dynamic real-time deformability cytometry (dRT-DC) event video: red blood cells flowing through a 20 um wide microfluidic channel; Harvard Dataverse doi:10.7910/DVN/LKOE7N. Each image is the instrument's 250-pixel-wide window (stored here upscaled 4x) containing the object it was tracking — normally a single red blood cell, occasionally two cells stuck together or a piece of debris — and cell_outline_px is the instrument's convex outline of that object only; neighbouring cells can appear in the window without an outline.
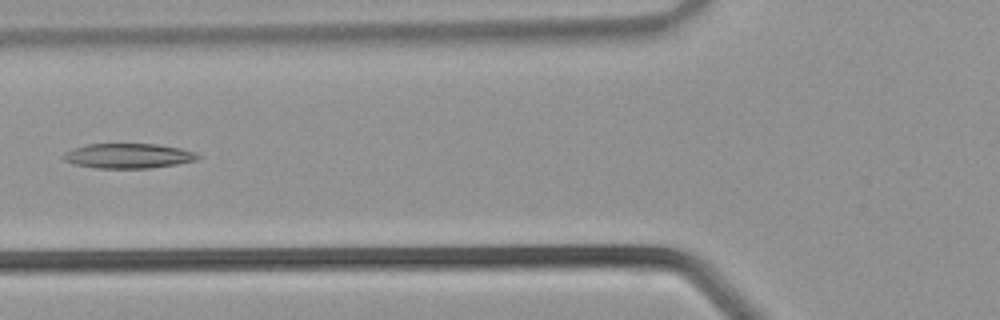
{"species": "common noctule bat (a hibernating species)", "species_latin": "Nyctalus noctula", "temperature_condition": "warm", "stored_images_in_passage": 35, "camera_frame_rate_fps": 3000, "um_per_image_px": 0.085, "animal": {"sex": "male", "body_mass_g": 21.5, "forearm_length_mm": 52.0}, "frame": {"image": 1, "passage_image": 13, "time_ms": 4.0, "image_size_px": [1000, 320], "cell_outline_px": [[200, 156], [196, 160], [176, 164], [148, 168], [100, 168], [76, 164], [64, 160], [64, 156], [68, 152], [76, 148], [88, 144], [152, 144], [180, 148], [192, 152]], "centroid_in_image_um": [10.93, 13.25], "position_along_channel_um": 114.9, "area_um2": 18.84}}
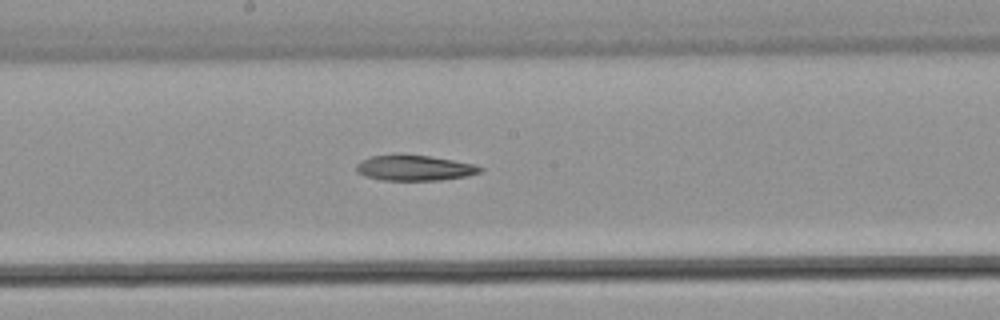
{"frame": {"image": 2, "passage_image": 18, "time_ms": 5.667, "image_size_px": [1000, 320], "cell_outline_px": [[484, 168], [480, 172], [464, 176], [440, 180], [384, 180], [368, 176], [360, 172], [356, 168], [356, 164], [372, 156], [428, 156], [452, 160], [472, 164]], "centroid_in_image_um": [35.27, 14.29], "position_along_channel_um": 212.9, "area_um2": 17.46}}
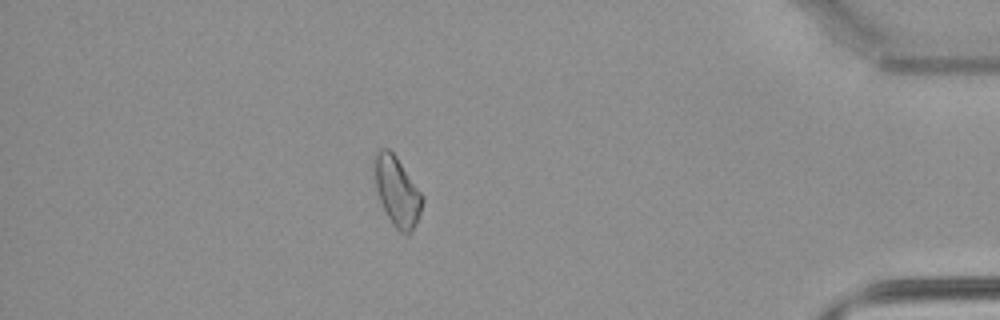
{"frame": {"image": 3, "passage_image": 30, "time_ms": 9.667, "image_size_px": [1000, 320], "cell_outline_px": [[424, 200], [416, 224], [408, 236], [400, 232], [392, 224], [380, 200], [376, 188], [376, 152], [380, 148], [388, 148], [396, 156], [424, 196]], "centroid_in_image_um": [33.79, 16.3], "position_along_channel_um": 401.4, "area_um2": 18.96}}